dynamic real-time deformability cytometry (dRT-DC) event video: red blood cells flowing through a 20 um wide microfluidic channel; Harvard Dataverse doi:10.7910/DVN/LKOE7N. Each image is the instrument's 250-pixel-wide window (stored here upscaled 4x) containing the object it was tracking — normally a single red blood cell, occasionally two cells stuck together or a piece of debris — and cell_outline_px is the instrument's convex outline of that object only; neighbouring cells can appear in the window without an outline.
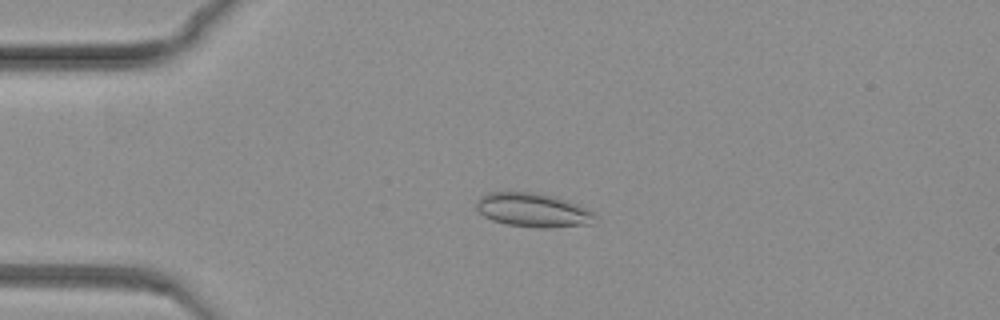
{"species": "common noctule bat (a hibernating species)", "species_latin": "Nyctalus noctula", "temperature_condition": "warm", "stored_images_in_passage": 80, "camera_frame_rate_fps": 3000, "um_per_image_px": 0.085, "animal": {"sex": "female", "body_mass_g": 19.3, "forearm_length_mm": 54.1}, "frame": {"image": 1, "passage_image": 18, "time_ms": 5.667, "image_size_px": [1000, 320], "cell_outline_px": [[596, 216], [592, 224], [548, 228], [536, 228], [508, 224], [492, 220], [484, 216], [476, 208], [476, 200], [480, 196], [488, 192], [536, 192], [552, 196], [576, 204], [592, 212]], "centroid_in_image_um": [45.26, 17.86], "position_along_channel_um": 39.7, "area_um2": 23.35}}
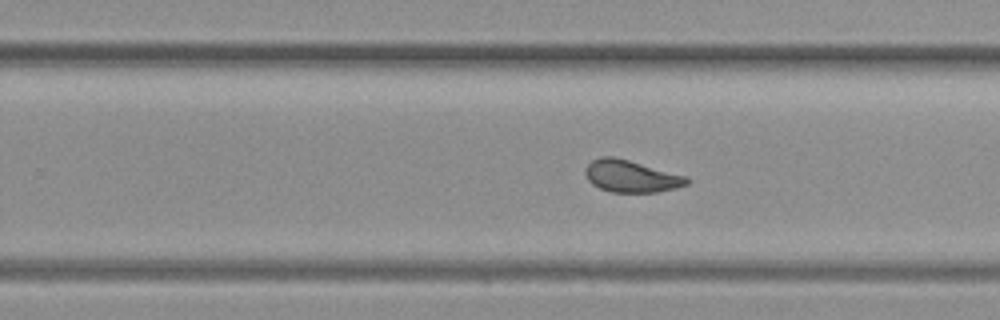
{"frame": {"image": 2, "passage_image": 50, "time_ms": 16.333, "image_size_px": [1000, 320], "cell_outline_px": [[688, 184], [676, 188], [656, 192], [612, 192], [600, 188], [592, 184], [588, 180], [584, 172], [584, 168], [592, 160], [600, 156], [612, 156], [628, 160], [688, 176]], "centroid_in_image_um": [53.63, 14.97], "position_along_channel_um": 276.2, "area_um2": 18.96}}
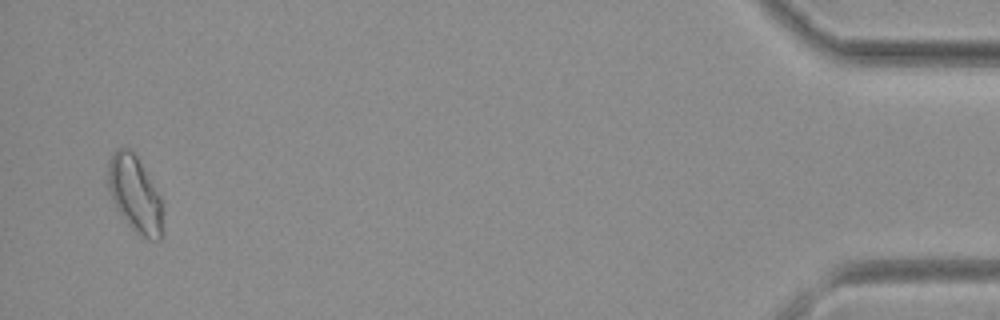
{"frame": {"image": 3, "passage_image": 78, "time_ms": 25.667, "image_size_px": [1000, 320], "cell_outline_px": [[164, 232], [160, 240], [148, 240], [140, 236], [124, 220], [116, 208], [112, 200], [108, 188], [108, 164], [112, 152], [116, 148], [128, 148], [136, 156], [160, 196], [164, 212]], "centroid_in_image_um": [11.5, 16.57], "position_along_channel_um": 423.7, "area_um2": 24.68}}